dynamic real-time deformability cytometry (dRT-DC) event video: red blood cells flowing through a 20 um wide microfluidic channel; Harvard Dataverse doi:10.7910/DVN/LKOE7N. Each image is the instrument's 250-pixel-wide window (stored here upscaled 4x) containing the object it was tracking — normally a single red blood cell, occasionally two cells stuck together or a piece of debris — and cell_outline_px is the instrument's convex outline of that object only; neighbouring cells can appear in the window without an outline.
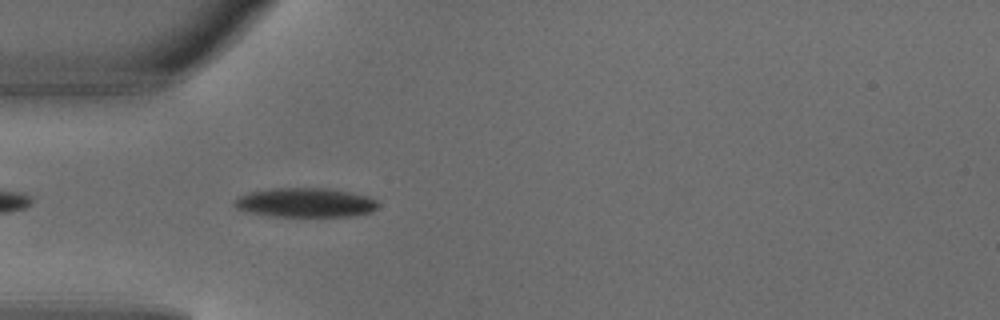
{"species": "common noctule bat (a hibernating species)", "species_latin": "Nyctalus noctula", "temperature_condition": "warm", "stored_images_in_passage": 1, "camera_frame_rate_fps": 3000, "um_per_image_px": 0.085, "animal": {"sex": "male", "body_mass_g": 18.8}, "frame": {"image": 1, "passage_image": 1, "time_ms": 0.0, "image_size_px": [1000, 320], "cell_outline_px": [[380, 204], [372, 212], [352, 216], [272, 216], [248, 212], [236, 208], [232, 204], [232, 200], [248, 192], [272, 188], [328, 188], [368, 196], [376, 200]], "centroid_in_image_um": [25.93, 17.22], "position_along_channel_um": 59.1, "area_um2": 24.62}}